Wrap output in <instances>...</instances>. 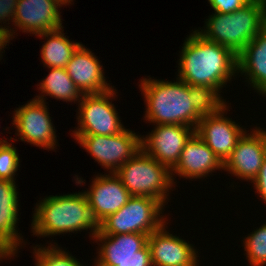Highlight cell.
I'll list each match as a JSON object with an SVG mask.
<instances>
[{"label": "cell", "mask_w": 266, "mask_h": 266, "mask_svg": "<svg viewBox=\"0 0 266 266\" xmlns=\"http://www.w3.org/2000/svg\"><path fill=\"white\" fill-rule=\"evenodd\" d=\"M178 63L179 80L189 85L222 89L237 73V55L229 48L209 41L197 30L186 38Z\"/></svg>", "instance_id": "cell-1"}, {"label": "cell", "mask_w": 266, "mask_h": 266, "mask_svg": "<svg viewBox=\"0 0 266 266\" xmlns=\"http://www.w3.org/2000/svg\"><path fill=\"white\" fill-rule=\"evenodd\" d=\"M34 212L32 232L40 237L89 229L93 238L102 228V221L84 192L45 197Z\"/></svg>", "instance_id": "cell-2"}, {"label": "cell", "mask_w": 266, "mask_h": 266, "mask_svg": "<svg viewBox=\"0 0 266 266\" xmlns=\"http://www.w3.org/2000/svg\"><path fill=\"white\" fill-rule=\"evenodd\" d=\"M140 80V91L146 102V121L154 125L176 124L196 129L202 116L194 109L189 84L178 78L176 82L151 77Z\"/></svg>", "instance_id": "cell-3"}, {"label": "cell", "mask_w": 266, "mask_h": 266, "mask_svg": "<svg viewBox=\"0 0 266 266\" xmlns=\"http://www.w3.org/2000/svg\"><path fill=\"white\" fill-rule=\"evenodd\" d=\"M206 20V29L197 32L238 55L266 26V0H251L229 14L214 12Z\"/></svg>", "instance_id": "cell-4"}, {"label": "cell", "mask_w": 266, "mask_h": 266, "mask_svg": "<svg viewBox=\"0 0 266 266\" xmlns=\"http://www.w3.org/2000/svg\"><path fill=\"white\" fill-rule=\"evenodd\" d=\"M115 174L131 196L151 197L163 206L174 186L171 170L142 149L123 164Z\"/></svg>", "instance_id": "cell-5"}, {"label": "cell", "mask_w": 266, "mask_h": 266, "mask_svg": "<svg viewBox=\"0 0 266 266\" xmlns=\"http://www.w3.org/2000/svg\"><path fill=\"white\" fill-rule=\"evenodd\" d=\"M163 208L154 198L132 196L119 211L102 221L100 232L104 235L142 233L149 236L167 223L160 215Z\"/></svg>", "instance_id": "cell-6"}, {"label": "cell", "mask_w": 266, "mask_h": 266, "mask_svg": "<svg viewBox=\"0 0 266 266\" xmlns=\"http://www.w3.org/2000/svg\"><path fill=\"white\" fill-rule=\"evenodd\" d=\"M102 167L115 173L141 150V135L125 129L115 135H73Z\"/></svg>", "instance_id": "cell-7"}, {"label": "cell", "mask_w": 266, "mask_h": 266, "mask_svg": "<svg viewBox=\"0 0 266 266\" xmlns=\"http://www.w3.org/2000/svg\"><path fill=\"white\" fill-rule=\"evenodd\" d=\"M115 91L112 88L104 93L83 94L78 105L79 126L72 135H115L126 129L112 104Z\"/></svg>", "instance_id": "cell-8"}, {"label": "cell", "mask_w": 266, "mask_h": 266, "mask_svg": "<svg viewBox=\"0 0 266 266\" xmlns=\"http://www.w3.org/2000/svg\"><path fill=\"white\" fill-rule=\"evenodd\" d=\"M46 104V102L34 97L26 105L24 104L13 111L12 124L15 125L16 132H18L15 135L20 136L21 141L43 149L46 148V150H54L57 137Z\"/></svg>", "instance_id": "cell-9"}, {"label": "cell", "mask_w": 266, "mask_h": 266, "mask_svg": "<svg viewBox=\"0 0 266 266\" xmlns=\"http://www.w3.org/2000/svg\"><path fill=\"white\" fill-rule=\"evenodd\" d=\"M194 134L195 129L185 125H156L149 135L141 137V149L172 170L185 144Z\"/></svg>", "instance_id": "cell-10"}, {"label": "cell", "mask_w": 266, "mask_h": 266, "mask_svg": "<svg viewBox=\"0 0 266 266\" xmlns=\"http://www.w3.org/2000/svg\"><path fill=\"white\" fill-rule=\"evenodd\" d=\"M252 131L242 135L223 163L226 172L251 183L258 175L266 156V131L260 127H255Z\"/></svg>", "instance_id": "cell-11"}, {"label": "cell", "mask_w": 266, "mask_h": 266, "mask_svg": "<svg viewBox=\"0 0 266 266\" xmlns=\"http://www.w3.org/2000/svg\"><path fill=\"white\" fill-rule=\"evenodd\" d=\"M227 107L217 114L202 116L195 133L224 163L231 155L236 143L246 132L230 118L224 117Z\"/></svg>", "instance_id": "cell-12"}, {"label": "cell", "mask_w": 266, "mask_h": 266, "mask_svg": "<svg viewBox=\"0 0 266 266\" xmlns=\"http://www.w3.org/2000/svg\"><path fill=\"white\" fill-rule=\"evenodd\" d=\"M166 223L147 239L152 266H199L195 248L179 236L166 231Z\"/></svg>", "instance_id": "cell-13"}, {"label": "cell", "mask_w": 266, "mask_h": 266, "mask_svg": "<svg viewBox=\"0 0 266 266\" xmlns=\"http://www.w3.org/2000/svg\"><path fill=\"white\" fill-rule=\"evenodd\" d=\"M62 5L60 0H18L13 25L35 35L59 29L63 27L58 9Z\"/></svg>", "instance_id": "cell-14"}, {"label": "cell", "mask_w": 266, "mask_h": 266, "mask_svg": "<svg viewBox=\"0 0 266 266\" xmlns=\"http://www.w3.org/2000/svg\"><path fill=\"white\" fill-rule=\"evenodd\" d=\"M102 69L97 57L82 44L74 51L65 67L82 94H99L113 88L106 82Z\"/></svg>", "instance_id": "cell-15"}, {"label": "cell", "mask_w": 266, "mask_h": 266, "mask_svg": "<svg viewBox=\"0 0 266 266\" xmlns=\"http://www.w3.org/2000/svg\"><path fill=\"white\" fill-rule=\"evenodd\" d=\"M218 169H223V162L195 133L185 144L180 159L171 170V174L173 183H175L173 178L175 174L186 179H199L205 178Z\"/></svg>", "instance_id": "cell-16"}, {"label": "cell", "mask_w": 266, "mask_h": 266, "mask_svg": "<svg viewBox=\"0 0 266 266\" xmlns=\"http://www.w3.org/2000/svg\"><path fill=\"white\" fill-rule=\"evenodd\" d=\"M84 193L101 221L119 211L132 197L115 173L97 175Z\"/></svg>", "instance_id": "cell-17"}, {"label": "cell", "mask_w": 266, "mask_h": 266, "mask_svg": "<svg viewBox=\"0 0 266 266\" xmlns=\"http://www.w3.org/2000/svg\"><path fill=\"white\" fill-rule=\"evenodd\" d=\"M93 239L102 244L98 249V257L94 262L96 266H117L120 260L132 258L137 255L146 244L148 235L142 233H126L104 235L98 232Z\"/></svg>", "instance_id": "cell-18"}, {"label": "cell", "mask_w": 266, "mask_h": 266, "mask_svg": "<svg viewBox=\"0 0 266 266\" xmlns=\"http://www.w3.org/2000/svg\"><path fill=\"white\" fill-rule=\"evenodd\" d=\"M266 96V26L237 55V73ZM248 77V78H247Z\"/></svg>", "instance_id": "cell-19"}, {"label": "cell", "mask_w": 266, "mask_h": 266, "mask_svg": "<svg viewBox=\"0 0 266 266\" xmlns=\"http://www.w3.org/2000/svg\"><path fill=\"white\" fill-rule=\"evenodd\" d=\"M16 188L15 182L0 179V244L9 252H17L23 243L21 234L16 230L19 219Z\"/></svg>", "instance_id": "cell-20"}, {"label": "cell", "mask_w": 266, "mask_h": 266, "mask_svg": "<svg viewBox=\"0 0 266 266\" xmlns=\"http://www.w3.org/2000/svg\"><path fill=\"white\" fill-rule=\"evenodd\" d=\"M64 27L56 30L39 33L35 36L43 37L47 41L41 48V60L44 63V67L47 68H65L67 63L72 57V54L81 44L80 42H73L64 36ZM47 37V38H46Z\"/></svg>", "instance_id": "cell-21"}, {"label": "cell", "mask_w": 266, "mask_h": 266, "mask_svg": "<svg viewBox=\"0 0 266 266\" xmlns=\"http://www.w3.org/2000/svg\"><path fill=\"white\" fill-rule=\"evenodd\" d=\"M50 69L49 74L43 79L39 85L41 91L40 96H35L37 100L44 101L45 96L51 98L60 99L66 102H79L83 96L80 90L76 87L68 75L65 68H48Z\"/></svg>", "instance_id": "cell-22"}, {"label": "cell", "mask_w": 266, "mask_h": 266, "mask_svg": "<svg viewBox=\"0 0 266 266\" xmlns=\"http://www.w3.org/2000/svg\"><path fill=\"white\" fill-rule=\"evenodd\" d=\"M220 88L212 86L189 85V95L194 109L201 115L217 114L228 107L220 95Z\"/></svg>", "instance_id": "cell-23"}, {"label": "cell", "mask_w": 266, "mask_h": 266, "mask_svg": "<svg viewBox=\"0 0 266 266\" xmlns=\"http://www.w3.org/2000/svg\"><path fill=\"white\" fill-rule=\"evenodd\" d=\"M34 248L36 266H83L77 258L53 244ZM37 248V249H36ZM77 259V260H76Z\"/></svg>", "instance_id": "cell-24"}, {"label": "cell", "mask_w": 266, "mask_h": 266, "mask_svg": "<svg viewBox=\"0 0 266 266\" xmlns=\"http://www.w3.org/2000/svg\"><path fill=\"white\" fill-rule=\"evenodd\" d=\"M243 243L250 266L266 265V223L249 234Z\"/></svg>", "instance_id": "cell-25"}, {"label": "cell", "mask_w": 266, "mask_h": 266, "mask_svg": "<svg viewBox=\"0 0 266 266\" xmlns=\"http://www.w3.org/2000/svg\"><path fill=\"white\" fill-rule=\"evenodd\" d=\"M19 162L16 147L7 140L0 139V179L15 182Z\"/></svg>", "instance_id": "cell-26"}, {"label": "cell", "mask_w": 266, "mask_h": 266, "mask_svg": "<svg viewBox=\"0 0 266 266\" xmlns=\"http://www.w3.org/2000/svg\"><path fill=\"white\" fill-rule=\"evenodd\" d=\"M251 0H208L214 12L229 14L243 8Z\"/></svg>", "instance_id": "cell-27"}, {"label": "cell", "mask_w": 266, "mask_h": 266, "mask_svg": "<svg viewBox=\"0 0 266 266\" xmlns=\"http://www.w3.org/2000/svg\"><path fill=\"white\" fill-rule=\"evenodd\" d=\"M18 0H0V23L3 21V23H6V21L9 22V20L14 21V16L16 12V6H17ZM5 21V22H4ZM3 25L0 27L4 28L10 35V37L13 39L14 37V31L13 28L9 29V26Z\"/></svg>", "instance_id": "cell-28"}, {"label": "cell", "mask_w": 266, "mask_h": 266, "mask_svg": "<svg viewBox=\"0 0 266 266\" xmlns=\"http://www.w3.org/2000/svg\"><path fill=\"white\" fill-rule=\"evenodd\" d=\"M117 266H152L148 244L137 251V255L134 257L120 260Z\"/></svg>", "instance_id": "cell-29"}, {"label": "cell", "mask_w": 266, "mask_h": 266, "mask_svg": "<svg viewBox=\"0 0 266 266\" xmlns=\"http://www.w3.org/2000/svg\"><path fill=\"white\" fill-rule=\"evenodd\" d=\"M252 182L256 189L255 192L260 195L259 197L263 198V201L266 204V156L264 158L263 164L259 170L258 175Z\"/></svg>", "instance_id": "cell-30"}, {"label": "cell", "mask_w": 266, "mask_h": 266, "mask_svg": "<svg viewBox=\"0 0 266 266\" xmlns=\"http://www.w3.org/2000/svg\"><path fill=\"white\" fill-rule=\"evenodd\" d=\"M11 40V37L9 35V33L4 29L0 27V53L2 50H4L3 48L6 47L7 43H9ZM1 57V54H0Z\"/></svg>", "instance_id": "cell-31"}, {"label": "cell", "mask_w": 266, "mask_h": 266, "mask_svg": "<svg viewBox=\"0 0 266 266\" xmlns=\"http://www.w3.org/2000/svg\"><path fill=\"white\" fill-rule=\"evenodd\" d=\"M17 254V252H9L8 250H6L1 244H0V260L2 261L3 258L7 259V258H11L12 256H17L15 255Z\"/></svg>", "instance_id": "cell-32"}, {"label": "cell", "mask_w": 266, "mask_h": 266, "mask_svg": "<svg viewBox=\"0 0 266 266\" xmlns=\"http://www.w3.org/2000/svg\"><path fill=\"white\" fill-rule=\"evenodd\" d=\"M61 2H63L65 5L67 4V5H69V4H71V2L73 1V0H60ZM71 1V2H70Z\"/></svg>", "instance_id": "cell-33"}]
</instances>
